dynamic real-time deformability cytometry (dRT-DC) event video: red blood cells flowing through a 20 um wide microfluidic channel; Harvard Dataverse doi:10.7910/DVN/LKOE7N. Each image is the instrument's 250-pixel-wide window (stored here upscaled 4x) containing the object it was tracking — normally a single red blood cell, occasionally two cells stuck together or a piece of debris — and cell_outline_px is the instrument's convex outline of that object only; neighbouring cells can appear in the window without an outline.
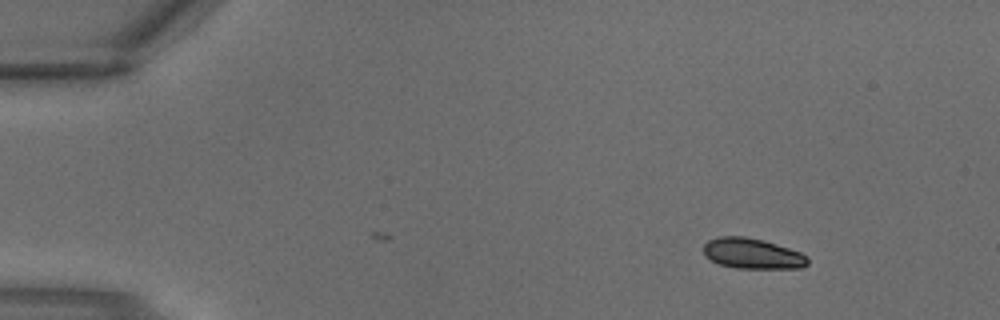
{"species": "common noctule bat (a hibernating species)", "species_latin": "Nyctalus noctula", "temperature_condition": "warm", "stored_images_in_passage": 2, "camera_frame_rate_fps": 3000, "um_per_image_px": 0.085, "animal": {"sex": "male", "body_mass_g": 18.8}, "frame": {"image": 1, "passage_image": 2, "time_ms": 0.333, "image_size_px": [1000, 320], "cell_outline_px": [[808, 264], [800, 268], [736, 268], [720, 264], [712, 260], [704, 252], [704, 244], [708, 240], [720, 236], [744, 236], [764, 240], [800, 252], [808, 256]], "centroid_in_image_um": [63.97, 21.54], "position_along_channel_um": 21.0, "area_um2": 18.38}}